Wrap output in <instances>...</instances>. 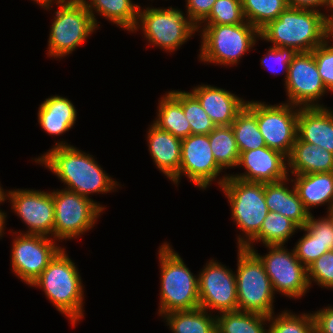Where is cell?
Here are the masks:
<instances>
[{"label":"cell","instance_id":"6da1fadb","mask_svg":"<svg viewBox=\"0 0 333 333\" xmlns=\"http://www.w3.org/2000/svg\"><path fill=\"white\" fill-rule=\"evenodd\" d=\"M55 143L46 153L34 158V161L56 175L66 185L64 189L90 198L95 193L114 192L121 186L90 153L79 150L66 141Z\"/></svg>","mask_w":333,"mask_h":333},{"label":"cell","instance_id":"7a4b0ae2","mask_svg":"<svg viewBox=\"0 0 333 333\" xmlns=\"http://www.w3.org/2000/svg\"><path fill=\"white\" fill-rule=\"evenodd\" d=\"M75 262L63 247L30 285L44 291L56 310L76 326L84 317V286Z\"/></svg>","mask_w":333,"mask_h":333},{"label":"cell","instance_id":"3957f363","mask_svg":"<svg viewBox=\"0 0 333 333\" xmlns=\"http://www.w3.org/2000/svg\"><path fill=\"white\" fill-rule=\"evenodd\" d=\"M331 28L323 13L287 7L260 30V39L275 47L293 48L297 53L311 52L328 38Z\"/></svg>","mask_w":333,"mask_h":333},{"label":"cell","instance_id":"277c9868","mask_svg":"<svg viewBox=\"0 0 333 333\" xmlns=\"http://www.w3.org/2000/svg\"><path fill=\"white\" fill-rule=\"evenodd\" d=\"M172 248L166 241L157 251L161 272L158 309L160 317L169 312L200 307L198 274L194 275L183 258Z\"/></svg>","mask_w":333,"mask_h":333},{"label":"cell","instance_id":"5b68a950","mask_svg":"<svg viewBox=\"0 0 333 333\" xmlns=\"http://www.w3.org/2000/svg\"><path fill=\"white\" fill-rule=\"evenodd\" d=\"M197 29L202 40L198 58L204 64L237 66L260 39V31L247 21L235 25H198Z\"/></svg>","mask_w":333,"mask_h":333},{"label":"cell","instance_id":"8992f818","mask_svg":"<svg viewBox=\"0 0 333 333\" xmlns=\"http://www.w3.org/2000/svg\"><path fill=\"white\" fill-rule=\"evenodd\" d=\"M230 203L231 218L243 233L237 237V248H244L260 231L268 215L264 183L244 181L228 176L219 187Z\"/></svg>","mask_w":333,"mask_h":333},{"label":"cell","instance_id":"52a82bcc","mask_svg":"<svg viewBox=\"0 0 333 333\" xmlns=\"http://www.w3.org/2000/svg\"><path fill=\"white\" fill-rule=\"evenodd\" d=\"M141 32L149 45L172 53L180 49L196 32L197 26L177 8L139 6L136 27L131 33ZM194 34V35H193Z\"/></svg>","mask_w":333,"mask_h":333},{"label":"cell","instance_id":"ba28073f","mask_svg":"<svg viewBox=\"0 0 333 333\" xmlns=\"http://www.w3.org/2000/svg\"><path fill=\"white\" fill-rule=\"evenodd\" d=\"M57 9L52 19L47 56L64 58L83 45L98 28L81 0H55Z\"/></svg>","mask_w":333,"mask_h":333},{"label":"cell","instance_id":"9c48e42d","mask_svg":"<svg viewBox=\"0 0 333 333\" xmlns=\"http://www.w3.org/2000/svg\"><path fill=\"white\" fill-rule=\"evenodd\" d=\"M238 311L271 316L275 292L260 258L250 249L237 248Z\"/></svg>","mask_w":333,"mask_h":333},{"label":"cell","instance_id":"30bf717a","mask_svg":"<svg viewBox=\"0 0 333 333\" xmlns=\"http://www.w3.org/2000/svg\"><path fill=\"white\" fill-rule=\"evenodd\" d=\"M52 192L54 202V240L75 239L92 230L103 210L99 202L66 189Z\"/></svg>","mask_w":333,"mask_h":333},{"label":"cell","instance_id":"8fae6325","mask_svg":"<svg viewBox=\"0 0 333 333\" xmlns=\"http://www.w3.org/2000/svg\"><path fill=\"white\" fill-rule=\"evenodd\" d=\"M246 106L256 115L266 146L288 157L297 138L300 107L286 102L271 105L256 100L246 101Z\"/></svg>","mask_w":333,"mask_h":333},{"label":"cell","instance_id":"7c38bea8","mask_svg":"<svg viewBox=\"0 0 333 333\" xmlns=\"http://www.w3.org/2000/svg\"><path fill=\"white\" fill-rule=\"evenodd\" d=\"M265 247L269 251L265 255H260L255 248L250 250L262 261L275 295L281 293L294 300L305 296L310 289L307 268L297 259L294 248L290 251L284 245Z\"/></svg>","mask_w":333,"mask_h":333},{"label":"cell","instance_id":"4fadbf2b","mask_svg":"<svg viewBox=\"0 0 333 333\" xmlns=\"http://www.w3.org/2000/svg\"><path fill=\"white\" fill-rule=\"evenodd\" d=\"M10 264L18 279L30 286L62 249L58 241L42 235L12 232ZM17 234V235H16Z\"/></svg>","mask_w":333,"mask_h":333},{"label":"cell","instance_id":"5bb4252c","mask_svg":"<svg viewBox=\"0 0 333 333\" xmlns=\"http://www.w3.org/2000/svg\"><path fill=\"white\" fill-rule=\"evenodd\" d=\"M222 170L214 159L209 136L191 134L182 139L179 173L171 181L178 186L181 182L179 180L185 175L200 190L209 188L213 181H216L220 187L229 176L224 174L221 177L220 173L224 172Z\"/></svg>","mask_w":333,"mask_h":333},{"label":"cell","instance_id":"9a60e30c","mask_svg":"<svg viewBox=\"0 0 333 333\" xmlns=\"http://www.w3.org/2000/svg\"><path fill=\"white\" fill-rule=\"evenodd\" d=\"M198 292L200 308L210 313L238 310L235 272L214 258L198 273Z\"/></svg>","mask_w":333,"mask_h":333},{"label":"cell","instance_id":"2e32d148","mask_svg":"<svg viewBox=\"0 0 333 333\" xmlns=\"http://www.w3.org/2000/svg\"><path fill=\"white\" fill-rule=\"evenodd\" d=\"M11 210L27 225L23 234L42 235L54 239V202L52 192L35 189H10L7 193Z\"/></svg>","mask_w":333,"mask_h":333},{"label":"cell","instance_id":"e0dca14e","mask_svg":"<svg viewBox=\"0 0 333 333\" xmlns=\"http://www.w3.org/2000/svg\"><path fill=\"white\" fill-rule=\"evenodd\" d=\"M286 103L298 107H325L321 98L328 93L320 74L313 52H298L289 64ZM319 99V100H318Z\"/></svg>","mask_w":333,"mask_h":333},{"label":"cell","instance_id":"ac0fdd59","mask_svg":"<svg viewBox=\"0 0 333 333\" xmlns=\"http://www.w3.org/2000/svg\"><path fill=\"white\" fill-rule=\"evenodd\" d=\"M236 167L244 168L245 172L229 176L244 181L270 183L289 176L287 156L267 146L240 153Z\"/></svg>","mask_w":333,"mask_h":333},{"label":"cell","instance_id":"d6986e66","mask_svg":"<svg viewBox=\"0 0 333 333\" xmlns=\"http://www.w3.org/2000/svg\"><path fill=\"white\" fill-rule=\"evenodd\" d=\"M190 92L216 126H231L236 115L246 105V100L238 95L208 84L197 85Z\"/></svg>","mask_w":333,"mask_h":333},{"label":"cell","instance_id":"ffe728a7","mask_svg":"<svg viewBox=\"0 0 333 333\" xmlns=\"http://www.w3.org/2000/svg\"><path fill=\"white\" fill-rule=\"evenodd\" d=\"M297 137L333 154V110L327 105L299 108Z\"/></svg>","mask_w":333,"mask_h":333},{"label":"cell","instance_id":"44dd1931","mask_svg":"<svg viewBox=\"0 0 333 333\" xmlns=\"http://www.w3.org/2000/svg\"><path fill=\"white\" fill-rule=\"evenodd\" d=\"M264 195L269 212L290 218L300 228L306 225L311 213L302 203L290 175L281 181L264 183Z\"/></svg>","mask_w":333,"mask_h":333},{"label":"cell","instance_id":"7402d4cb","mask_svg":"<svg viewBox=\"0 0 333 333\" xmlns=\"http://www.w3.org/2000/svg\"><path fill=\"white\" fill-rule=\"evenodd\" d=\"M147 131V146L158 170L170 181L179 173L182 139L151 123Z\"/></svg>","mask_w":333,"mask_h":333},{"label":"cell","instance_id":"603a6c76","mask_svg":"<svg viewBox=\"0 0 333 333\" xmlns=\"http://www.w3.org/2000/svg\"><path fill=\"white\" fill-rule=\"evenodd\" d=\"M40 127L49 135L60 136L76 123L77 110L72 101L60 95H51L38 108Z\"/></svg>","mask_w":333,"mask_h":333},{"label":"cell","instance_id":"cb8c5ba5","mask_svg":"<svg viewBox=\"0 0 333 333\" xmlns=\"http://www.w3.org/2000/svg\"><path fill=\"white\" fill-rule=\"evenodd\" d=\"M287 159L288 174L333 172V154L323 147L301 141L298 137Z\"/></svg>","mask_w":333,"mask_h":333},{"label":"cell","instance_id":"d4e9b609","mask_svg":"<svg viewBox=\"0 0 333 333\" xmlns=\"http://www.w3.org/2000/svg\"><path fill=\"white\" fill-rule=\"evenodd\" d=\"M293 176H295V179L293 177L291 179L295 189L309 213H312L313 208L322 205H327L328 213L333 203V172Z\"/></svg>","mask_w":333,"mask_h":333},{"label":"cell","instance_id":"484cf974","mask_svg":"<svg viewBox=\"0 0 333 333\" xmlns=\"http://www.w3.org/2000/svg\"><path fill=\"white\" fill-rule=\"evenodd\" d=\"M90 14L96 27L99 29V21L96 16H103L109 22L116 24L123 30L132 32L138 20L140 4L133 3V0H81ZM98 13V14H97ZM95 14V15H94ZM97 14V15H96Z\"/></svg>","mask_w":333,"mask_h":333},{"label":"cell","instance_id":"4316f807","mask_svg":"<svg viewBox=\"0 0 333 333\" xmlns=\"http://www.w3.org/2000/svg\"><path fill=\"white\" fill-rule=\"evenodd\" d=\"M161 317L172 333H217L216 315L200 307L169 312Z\"/></svg>","mask_w":333,"mask_h":333},{"label":"cell","instance_id":"83f0119b","mask_svg":"<svg viewBox=\"0 0 333 333\" xmlns=\"http://www.w3.org/2000/svg\"><path fill=\"white\" fill-rule=\"evenodd\" d=\"M156 113L157 117L152 123L159 129L180 139L191 135V127L182 105L169 92H165L160 98Z\"/></svg>","mask_w":333,"mask_h":333},{"label":"cell","instance_id":"f1b7e54d","mask_svg":"<svg viewBox=\"0 0 333 333\" xmlns=\"http://www.w3.org/2000/svg\"><path fill=\"white\" fill-rule=\"evenodd\" d=\"M299 228L290 218L277 212H268L259 233L244 248L254 249L258 242L264 246L285 245Z\"/></svg>","mask_w":333,"mask_h":333},{"label":"cell","instance_id":"f546056e","mask_svg":"<svg viewBox=\"0 0 333 333\" xmlns=\"http://www.w3.org/2000/svg\"><path fill=\"white\" fill-rule=\"evenodd\" d=\"M267 324L269 316L256 313L237 310L216 314L217 333H268Z\"/></svg>","mask_w":333,"mask_h":333},{"label":"cell","instance_id":"4dcf8cb0","mask_svg":"<svg viewBox=\"0 0 333 333\" xmlns=\"http://www.w3.org/2000/svg\"><path fill=\"white\" fill-rule=\"evenodd\" d=\"M208 136L216 163L225 171L235 168L240 152L232 127L216 126Z\"/></svg>","mask_w":333,"mask_h":333},{"label":"cell","instance_id":"1f68e13d","mask_svg":"<svg viewBox=\"0 0 333 333\" xmlns=\"http://www.w3.org/2000/svg\"><path fill=\"white\" fill-rule=\"evenodd\" d=\"M239 152L265 147L266 143L256 120V115L245 105L232 122Z\"/></svg>","mask_w":333,"mask_h":333},{"label":"cell","instance_id":"d6a6232c","mask_svg":"<svg viewBox=\"0 0 333 333\" xmlns=\"http://www.w3.org/2000/svg\"><path fill=\"white\" fill-rule=\"evenodd\" d=\"M168 92L182 105L184 115L191 127V134L208 135L216 127L190 91L170 90Z\"/></svg>","mask_w":333,"mask_h":333},{"label":"cell","instance_id":"836d02e7","mask_svg":"<svg viewBox=\"0 0 333 333\" xmlns=\"http://www.w3.org/2000/svg\"><path fill=\"white\" fill-rule=\"evenodd\" d=\"M245 19L259 31L288 7L286 0H242Z\"/></svg>","mask_w":333,"mask_h":333},{"label":"cell","instance_id":"e575fe53","mask_svg":"<svg viewBox=\"0 0 333 333\" xmlns=\"http://www.w3.org/2000/svg\"><path fill=\"white\" fill-rule=\"evenodd\" d=\"M269 316L268 333H315L312 313L295 314L290 310H283L276 316Z\"/></svg>","mask_w":333,"mask_h":333},{"label":"cell","instance_id":"d590c367","mask_svg":"<svg viewBox=\"0 0 333 333\" xmlns=\"http://www.w3.org/2000/svg\"><path fill=\"white\" fill-rule=\"evenodd\" d=\"M244 22L242 0H216L210 14L199 25H235Z\"/></svg>","mask_w":333,"mask_h":333},{"label":"cell","instance_id":"8d00e7d4","mask_svg":"<svg viewBox=\"0 0 333 333\" xmlns=\"http://www.w3.org/2000/svg\"><path fill=\"white\" fill-rule=\"evenodd\" d=\"M309 286L312 282L321 288L333 290V250H330L316 259L307 267Z\"/></svg>","mask_w":333,"mask_h":333},{"label":"cell","instance_id":"74e56055","mask_svg":"<svg viewBox=\"0 0 333 333\" xmlns=\"http://www.w3.org/2000/svg\"><path fill=\"white\" fill-rule=\"evenodd\" d=\"M261 61V66L273 74H285L284 83L287 80L289 64L297 52L293 48L269 46ZM280 70H282L280 72Z\"/></svg>","mask_w":333,"mask_h":333},{"label":"cell","instance_id":"f35d334b","mask_svg":"<svg viewBox=\"0 0 333 333\" xmlns=\"http://www.w3.org/2000/svg\"><path fill=\"white\" fill-rule=\"evenodd\" d=\"M318 73L328 92H333V43L326 39L313 51Z\"/></svg>","mask_w":333,"mask_h":333},{"label":"cell","instance_id":"ab89813d","mask_svg":"<svg viewBox=\"0 0 333 333\" xmlns=\"http://www.w3.org/2000/svg\"><path fill=\"white\" fill-rule=\"evenodd\" d=\"M299 230L305 233L298 239L294 251L297 259L307 268L329 250L327 247H323L306 229L301 227Z\"/></svg>","mask_w":333,"mask_h":333},{"label":"cell","instance_id":"60d3db41","mask_svg":"<svg viewBox=\"0 0 333 333\" xmlns=\"http://www.w3.org/2000/svg\"><path fill=\"white\" fill-rule=\"evenodd\" d=\"M306 229L323 247L333 250V216L326 214L318 219L311 213L309 220L303 227Z\"/></svg>","mask_w":333,"mask_h":333},{"label":"cell","instance_id":"b9f144b4","mask_svg":"<svg viewBox=\"0 0 333 333\" xmlns=\"http://www.w3.org/2000/svg\"><path fill=\"white\" fill-rule=\"evenodd\" d=\"M186 16L198 26L211 12L216 0H185Z\"/></svg>","mask_w":333,"mask_h":333},{"label":"cell","instance_id":"7bdbcfd3","mask_svg":"<svg viewBox=\"0 0 333 333\" xmlns=\"http://www.w3.org/2000/svg\"><path fill=\"white\" fill-rule=\"evenodd\" d=\"M315 333H333V305L312 311Z\"/></svg>","mask_w":333,"mask_h":333},{"label":"cell","instance_id":"ee69618b","mask_svg":"<svg viewBox=\"0 0 333 333\" xmlns=\"http://www.w3.org/2000/svg\"><path fill=\"white\" fill-rule=\"evenodd\" d=\"M286 1L288 7L313 10L323 13L321 9L324 8L326 0H286Z\"/></svg>","mask_w":333,"mask_h":333},{"label":"cell","instance_id":"f6af8a7d","mask_svg":"<svg viewBox=\"0 0 333 333\" xmlns=\"http://www.w3.org/2000/svg\"><path fill=\"white\" fill-rule=\"evenodd\" d=\"M326 9V13L323 12V16L325 21L333 28V0H326L324 9ZM331 12L330 14H327L328 12Z\"/></svg>","mask_w":333,"mask_h":333},{"label":"cell","instance_id":"bcb514c9","mask_svg":"<svg viewBox=\"0 0 333 333\" xmlns=\"http://www.w3.org/2000/svg\"><path fill=\"white\" fill-rule=\"evenodd\" d=\"M7 217V212L3 211L0 209V239L4 236V231L6 230V218ZM5 227V228H4Z\"/></svg>","mask_w":333,"mask_h":333},{"label":"cell","instance_id":"7dc6e473","mask_svg":"<svg viewBox=\"0 0 333 333\" xmlns=\"http://www.w3.org/2000/svg\"><path fill=\"white\" fill-rule=\"evenodd\" d=\"M33 2H36L41 8H44L45 10H51L52 6L54 5L55 0H32Z\"/></svg>","mask_w":333,"mask_h":333},{"label":"cell","instance_id":"c3c4849f","mask_svg":"<svg viewBox=\"0 0 333 333\" xmlns=\"http://www.w3.org/2000/svg\"><path fill=\"white\" fill-rule=\"evenodd\" d=\"M7 193L8 190L4 191V189L2 188L1 184H0V204L2 205V203H5V201H7Z\"/></svg>","mask_w":333,"mask_h":333},{"label":"cell","instance_id":"681fc988","mask_svg":"<svg viewBox=\"0 0 333 333\" xmlns=\"http://www.w3.org/2000/svg\"><path fill=\"white\" fill-rule=\"evenodd\" d=\"M328 39H332L330 40L333 43V28L330 29L329 35H328Z\"/></svg>","mask_w":333,"mask_h":333},{"label":"cell","instance_id":"f907efd6","mask_svg":"<svg viewBox=\"0 0 333 333\" xmlns=\"http://www.w3.org/2000/svg\"><path fill=\"white\" fill-rule=\"evenodd\" d=\"M328 214L331 215V216H333V203H332V206H331V208H330Z\"/></svg>","mask_w":333,"mask_h":333}]
</instances>
